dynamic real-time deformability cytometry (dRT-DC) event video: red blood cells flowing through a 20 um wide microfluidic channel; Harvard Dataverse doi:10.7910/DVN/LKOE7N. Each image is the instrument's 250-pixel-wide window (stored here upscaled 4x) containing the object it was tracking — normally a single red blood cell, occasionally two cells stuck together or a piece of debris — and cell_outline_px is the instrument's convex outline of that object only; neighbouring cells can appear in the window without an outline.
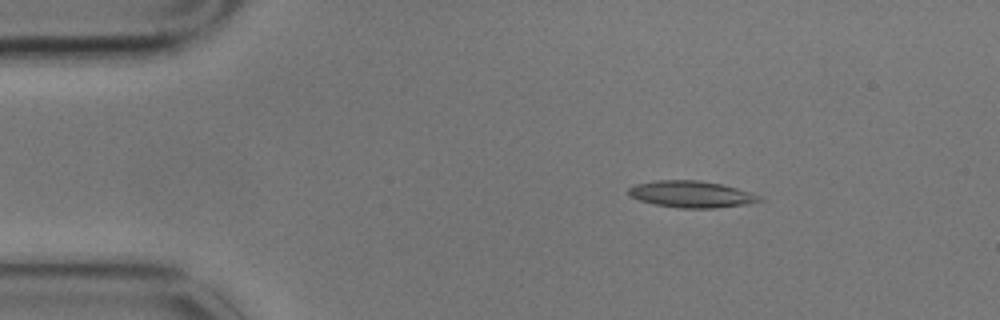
{"species": "common noctule bat (a hibernating species)", "species_latin": "Nyctalus noctula", "temperature_condition": "cold", "stored_images_in_passage": 50, "camera_frame_rate_fps": 3000, "um_per_image_px": 0.085, "animal": {"sex": "male", "body_mass_g": 17.9}, "frame": {"image": 1, "passage_image": 1, "time_ms": 0.0, "image_size_px": [1000, 320], "cell_outline_px": [[764, 200], [748, 204], [712, 208], [680, 208], [656, 204], [640, 200], [632, 196], [628, 192], [628, 188], [636, 184], [656, 180], [696, 180], [720, 184], [752, 192], [760, 196]], "centroid_in_image_um": [58.8, 16.51], "position_along_channel_um": 26.2, "area_um2": 20.11}}
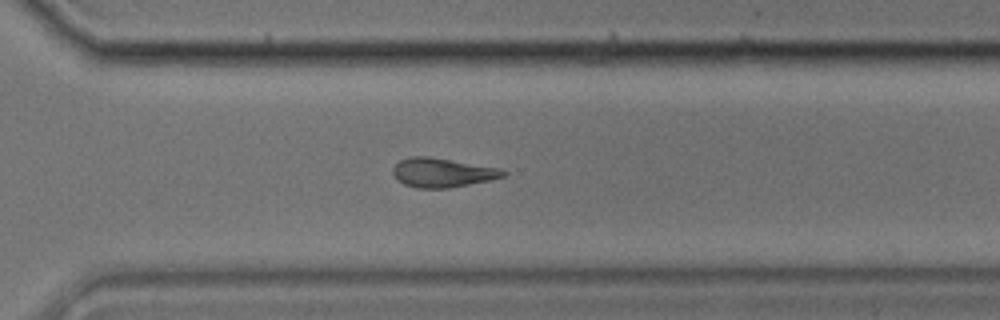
{"frame": {"image": 2, "passage_image": 33, "time_ms": 10.667, "image_size_px": [1000, 320], "cell_outline_px": [[508, 172], [504, 176], [488, 180], [448, 188], [416, 188], [404, 184], [396, 180], [392, 172], [392, 168], [400, 160], [408, 156], [428, 156], [496, 168]], "centroid_in_image_um": [37.5, 14.67], "position_along_channel_um": 333.1, "area_um2": 18.5}}
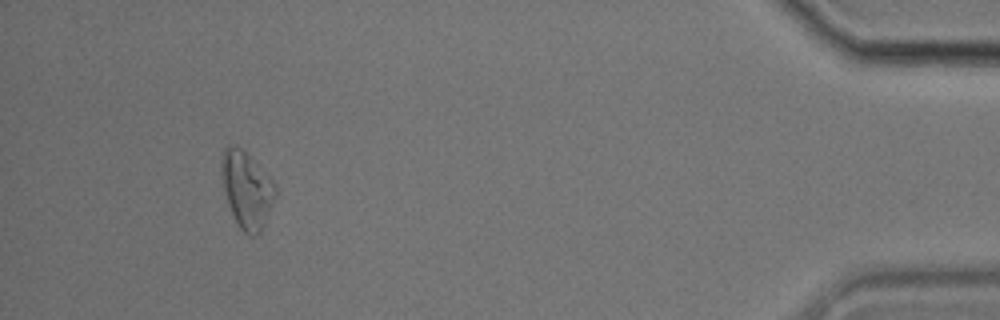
{"frame": {"image": 3, "passage_image": 46, "time_ms": 15.0, "image_size_px": [1000, 320], "cell_outline_px": [[276, 196], [264, 224], [260, 232], [256, 236], [252, 236], [244, 232], [240, 228], [228, 204], [224, 192], [220, 168], [220, 160], [224, 148], [228, 144], [232, 144], [240, 148], [252, 156], [276, 184]], "centroid_in_image_um": [20.97, 16.07], "position_along_channel_um": 414.2, "area_um2": 24.28}, "authors_computed_cell_mechanics": {"area_um2": 19.3919, "velocity_mm_per_s": 3.4009, "shape_relaxation_time_tau1_ms": null, "shape_relaxation_time_tau2_ms": 5.6658, "deformation_change_tau1": null, "deformation_change_tau2": 0.1663}}